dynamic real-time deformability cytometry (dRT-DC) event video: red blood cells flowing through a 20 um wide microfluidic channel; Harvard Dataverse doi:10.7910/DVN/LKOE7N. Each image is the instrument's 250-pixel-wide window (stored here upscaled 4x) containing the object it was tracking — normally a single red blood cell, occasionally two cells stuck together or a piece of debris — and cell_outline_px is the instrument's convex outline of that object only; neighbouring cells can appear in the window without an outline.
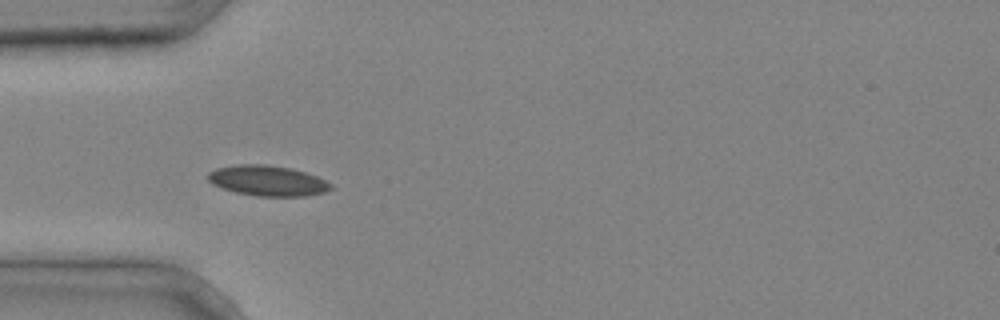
{"species": "common noctule bat (a hibernating species)", "species_latin": "Nyctalus noctula", "temperature_condition": "cold", "stored_images_in_passage": 30, "camera_frame_rate_fps": 3000, "um_per_image_px": 0.085, "animal": {"sex": "male", "body_mass_g": 20.4}, "frame": {"image": 1, "passage_image": 1, "time_ms": 0.0, "image_size_px": [1000, 320], "cell_outline_px": [[332, 188], [324, 192], [304, 196], [256, 196], [236, 192], [212, 184], [208, 180], [208, 172], [216, 168], [236, 164], [264, 164], [288, 168], [304, 172], [316, 176], [332, 184]], "centroid_in_image_um": [22.72, 15.35], "position_along_channel_um": 62.3, "area_um2": 21.56}}
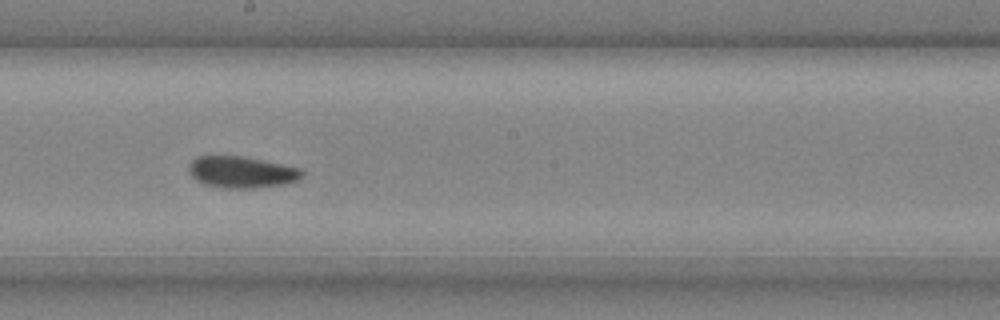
{"frame": {"image": 2, "passage_image": 12, "time_ms": 3.667, "image_size_px": [1000, 320], "cell_outline_px": [[304, 176], [296, 180], [284, 184], [256, 188], [224, 188], [204, 184], [196, 180], [192, 176], [188, 168], [188, 164], [196, 156], [244, 156], [304, 168]], "centroid_in_image_um": [20.57, 14.62], "position_along_channel_um": 227.6, "area_um2": 21.1}}
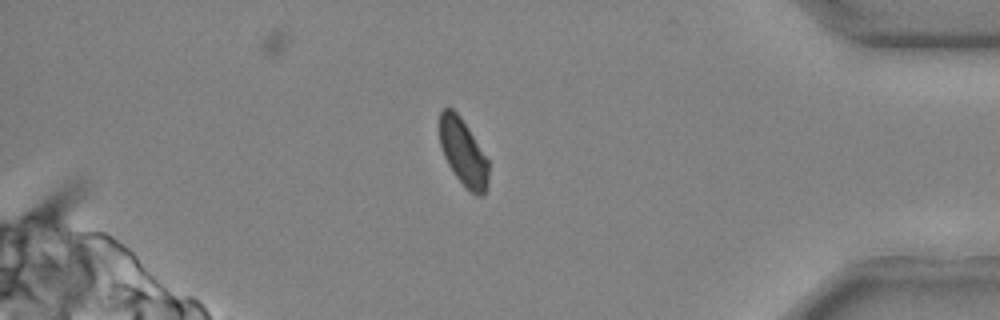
{"frame": {"image": 3, "passage_image": 25, "time_ms": 8.0, "image_size_px": [1000, 320], "cell_outline_px": [[488, 184], [484, 192], [480, 196], [476, 196], [456, 176], [448, 164], [444, 156], [440, 144], [440, 112], [444, 108], [452, 108], [460, 116], [468, 128], [488, 160]], "centroid_in_image_um": [39.37, 12.94], "position_along_channel_um": 395.8, "area_um2": 18.61}}